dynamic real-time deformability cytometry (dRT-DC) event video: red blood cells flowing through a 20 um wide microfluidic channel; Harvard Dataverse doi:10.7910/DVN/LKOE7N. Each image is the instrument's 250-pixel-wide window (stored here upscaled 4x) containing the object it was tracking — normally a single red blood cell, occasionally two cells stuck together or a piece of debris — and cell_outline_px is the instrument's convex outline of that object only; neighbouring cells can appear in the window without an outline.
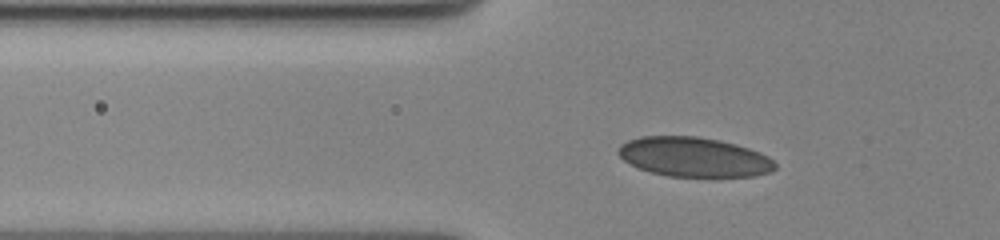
{"species": "human", "species_latin": "Homo sapiens", "temperature_condition": "cold", "stored_images_in_passage": 41, "camera_frame_rate_fps": 3000, "um_per_image_px": 0.085, "donor": {"sex": "female"}, "frame": {"image": 1, "passage_image": 3, "time_ms": 0.667, "image_size_px": [1000, 240], "cell_outline_px": [[776, 168], [772, 172], [756, 176], [716, 180], [668, 176], [652, 172], [640, 168], [624, 160], [616, 152], [616, 148], [620, 144], [628, 140], [640, 136], [696, 136], [720, 140], [736, 144], [760, 152], [768, 156], [776, 164]], "centroid_in_image_um": [59.04, 13.39], "position_along_channel_um": 66.8, "area_um2": 37.45}}
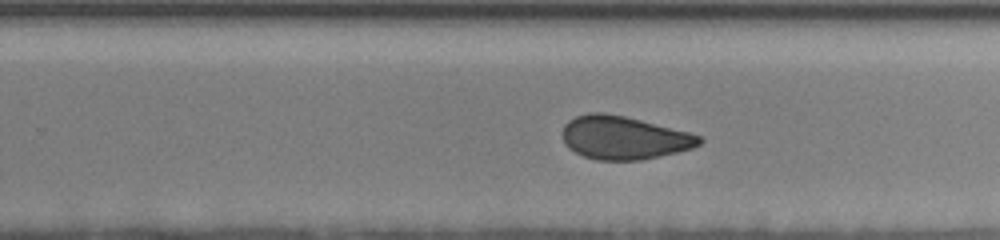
{"frame": {"image": 2, "passage_image": 22, "time_ms": 7.0, "image_size_px": [1000, 240], "cell_outline_px": [[704, 140], [700, 144], [692, 148], [676, 152], [640, 160], [596, 160], [584, 156], [568, 148], [564, 144], [564, 124], [568, 120], [576, 116], [588, 112], [604, 112], [624, 116], [688, 132], [700, 136]], "centroid_in_image_um": [53.0, 11.7], "position_along_channel_um": 276.8, "area_um2": 34.22}}
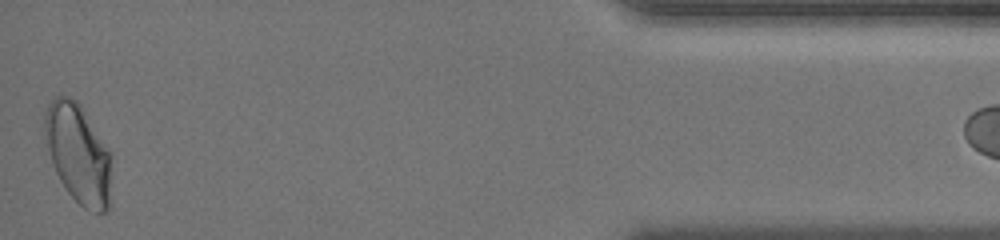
{"frame": {"image": 3, "passage_image": 40, "time_ms": 13.0, "image_size_px": [1000, 240], "cell_outline_px": [[112, 152], [108, 212], [96, 212], [84, 208], [68, 192], [60, 180], [56, 172], [48, 148], [44, 128], [44, 112], [52, 96], [60, 92], [76, 100], [80, 104]], "centroid_in_image_um": [6.66, 12.99], "position_along_channel_um": 428.5, "area_um2": 38.96}}